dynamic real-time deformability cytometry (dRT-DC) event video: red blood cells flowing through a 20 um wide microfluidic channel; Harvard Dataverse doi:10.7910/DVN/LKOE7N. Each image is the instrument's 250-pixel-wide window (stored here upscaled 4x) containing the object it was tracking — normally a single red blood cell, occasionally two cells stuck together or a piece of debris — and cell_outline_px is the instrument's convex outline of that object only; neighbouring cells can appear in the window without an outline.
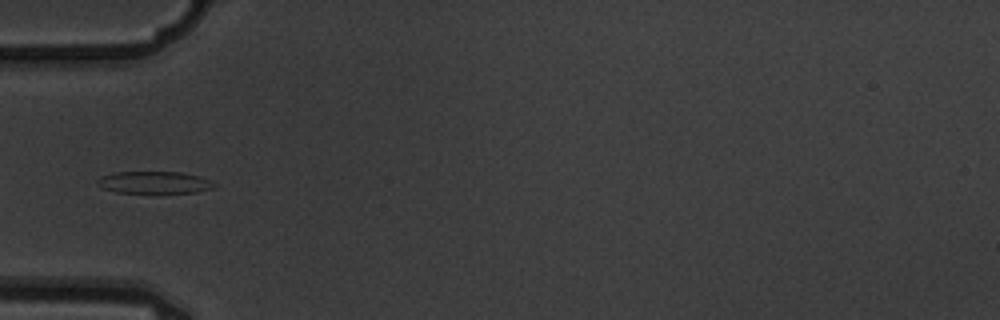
{"species": "common noctule bat (a hibernating species)", "species_latin": "Nyctalus noctula", "temperature_condition": "warm", "stored_images_in_passage": 1, "camera_frame_rate_fps": 3000, "um_per_image_px": 0.085, "animal": {"sex": "male", "body_mass_g": 19.5, "forearm_length_mm": 54.6}, "frame": {"image": 1, "passage_image": 1, "time_ms": 0.0, "image_size_px": [1000, 320], "cell_outline_px": [[216, 184], [212, 188], [196, 192], [156, 196], [116, 192], [104, 188], [96, 184], [96, 180], [104, 176], [116, 172], [180, 172], [200, 176]], "centroid_in_image_um": [13.12, 15.56], "position_along_channel_um": 71.9, "area_um2": 15.84}}